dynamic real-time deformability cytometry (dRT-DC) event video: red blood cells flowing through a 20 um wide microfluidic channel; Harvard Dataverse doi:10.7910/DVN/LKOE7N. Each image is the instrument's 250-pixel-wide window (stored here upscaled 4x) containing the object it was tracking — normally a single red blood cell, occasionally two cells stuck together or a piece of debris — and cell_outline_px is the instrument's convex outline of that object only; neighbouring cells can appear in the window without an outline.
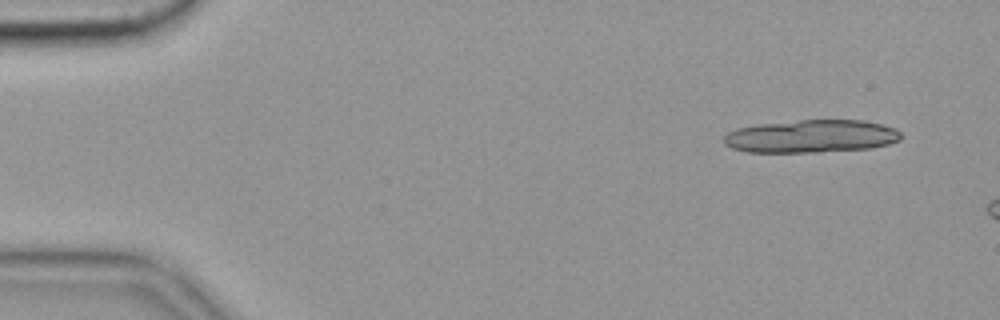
{"species": "common noctule bat (a hibernating species)", "species_latin": "Nyctalus noctula", "temperature_condition": "cold", "stored_images_in_passage": 11, "camera_frame_rate_fps": 3000, "um_per_image_px": 0.085, "animal": {"sex": "female", "body_mass_g": 19.9}, "frame": {"image": 1, "passage_image": 4, "time_ms": 1.0, "image_size_px": [1000, 320], "cell_outline_px": [[900, 140], [888, 144], [872, 148], [820, 152], [748, 152], [732, 148], [724, 144], [724, 136], [728, 132], [736, 128], [756, 124], [800, 120], [864, 120], [896, 128], [900, 132]], "centroid_in_image_um": [68.94, 11.58], "position_along_channel_um": 16.1, "area_um2": 34.1}}